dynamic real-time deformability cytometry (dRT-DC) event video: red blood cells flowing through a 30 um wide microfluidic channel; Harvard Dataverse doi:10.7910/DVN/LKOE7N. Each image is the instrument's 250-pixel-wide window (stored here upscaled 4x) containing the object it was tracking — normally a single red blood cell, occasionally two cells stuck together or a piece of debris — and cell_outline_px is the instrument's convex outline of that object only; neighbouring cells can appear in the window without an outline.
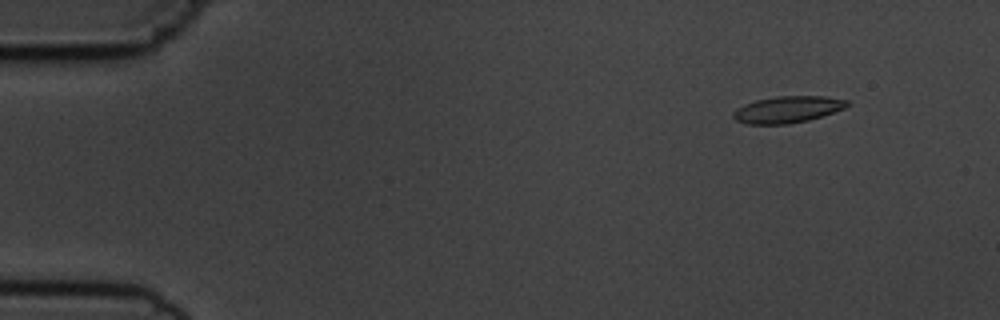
{"species": "common noctule bat (a hibernating species)", "species_latin": "Nyctalus noctula", "temperature_condition": "cold", "stored_images_in_passage": 5, "camera_frame_rate_fps": 3000, "um_per_image_px": 0.085, "animal": {"sex": "male", "body_mass_g": 19.5, "forearm_length_mm": 54.6}, "frame": {"image": 1, "passage_image": 2, "time_ms": 1.333, "image_size_px": [1000, 320], "cell_outline_px": [[852, 104], [844, 108], [808, 120], [788, 124], [748, 124], [736, 120], [732, 116], [732, 112], [736, 108], [744, 104], [756, 100], [776, 96], [824, 96], [848, 100]], "centroid_in_image_um": [66.93, 9.3], "position_along_channel_um": 18.1, "area_um2": 17.69}}
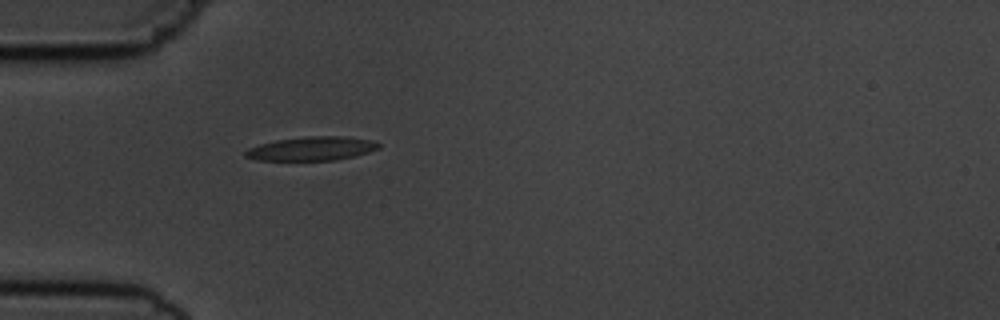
{"frame": {"image": 2, "passage_image": 5, "time_ms": 5.0, "image_size_px": [1000, 320], "cell_outline_px": [[380, 148], [356, 156], [336, 160], [256, 160], [244, 156], [244, 152], [248, 148], [260, 144], [276, 140], [304, 136], [344, 136], [372, 140], [380, 144]], "centroid_in_image_um": [26.5, 12.63], "position_along_channel_um": 58.5, "area_um2": 18.61}}